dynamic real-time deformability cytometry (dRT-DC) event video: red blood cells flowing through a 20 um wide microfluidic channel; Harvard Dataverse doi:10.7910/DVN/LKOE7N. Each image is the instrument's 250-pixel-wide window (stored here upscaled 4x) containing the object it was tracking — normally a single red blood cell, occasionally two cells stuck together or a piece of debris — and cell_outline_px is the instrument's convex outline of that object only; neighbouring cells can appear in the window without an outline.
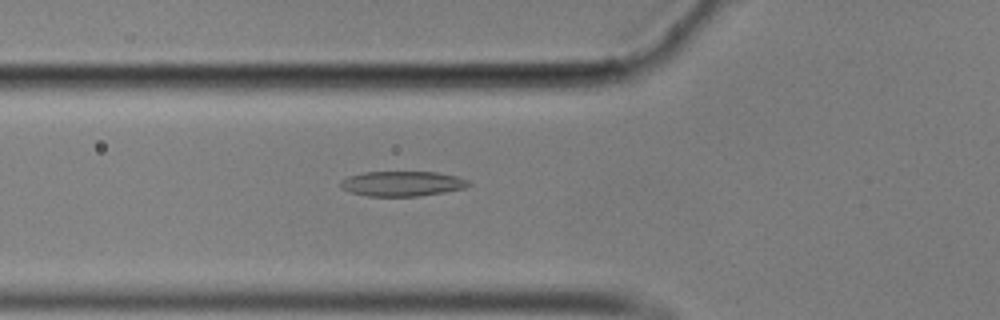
{"species": "common noctule bat (a hibernating species)", "species_latin": "Nyctalus noctula", "temperature_condition": "cold", "stored_images_in_passage": 52, "camera_frame_rate_fps": 3000, "um_per_image_px": 0.085, "animal": {"sex": "male", "body_mass_g": 17.9}, "frame": {"image": 1, "passage_image": 17, "time_ms": 5.333, "image_size_px": [1000, 320], "cell_outline_px": [[472, 184], [464, 188], [444, 192], [420, 196], [368, 196], [352, 192], [344, 188], [340, 184], [340, 180], [348, 176], [364, 172], [436, 172], [456, 176], [468, 180]], "centroid_in_image_um": [34.21, 15.6], "position_along_channel_um": 91.6, "area_um2": 18.55}}
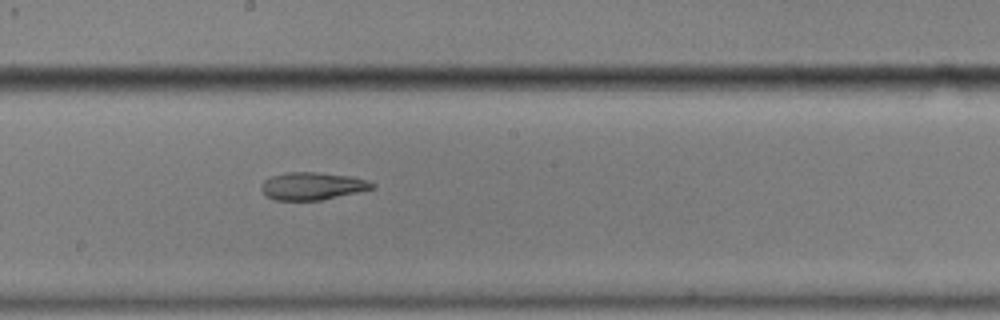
{"frame": {"image": 2, "passage_image": 28, "time_ms": 9.0, "image_size_px": [1000, 320], "cell_outline_px": [[376, 188], [320, 200], [276, 200], [268, 196], [260, 188], [264, 180], [272, 176], [288, 172], [316, 172], [352, 176], [368, 180], [376, 184]], "centroid_in_image_um": [26.59, 15.8], "position_along_channel_um": 221.6, "area_um2": 17.74}}
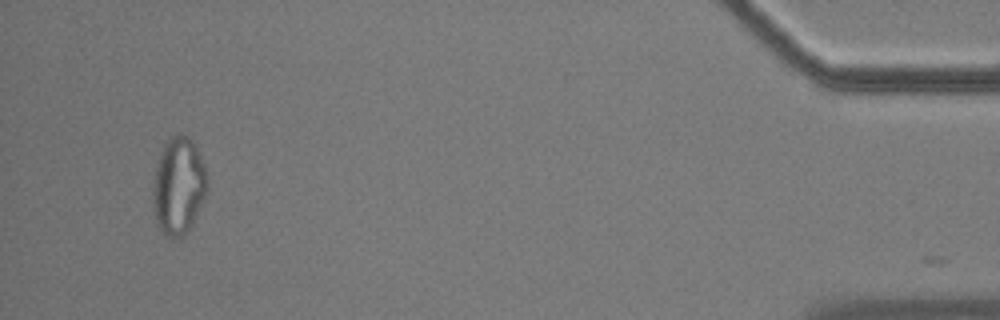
{"frame": {"image": 3, "passage_image": 51, "time_ms": 16.667, "image_size_px": [1000, 320], "cell_outline_px": [[208, 188], [196, 216], [192, 224], [180, 236], [172, 240], [164, 236], [156, 224], [152, 204], [152, 184], [156, 168], [164, 144], [172, 136], [180, 132], [188, 136], [196, 144], [204, 164], [208, 180]], "centroid_in_image_um": [15.16, 15.8], "position_along_channel_um": 420.0, "area_um2": 31.15}, "authors_computed_cell_mechanics": {"area_um2": 19.3341, "velocity_mm_per_s": 3.5278, "shape_relaxation_time_tau1_ms": null, "shape_relaxation_time_tau2_ms": 9.9203, "deformation_change_tau1": null, "deformation_change_tau2": 0.1712}}